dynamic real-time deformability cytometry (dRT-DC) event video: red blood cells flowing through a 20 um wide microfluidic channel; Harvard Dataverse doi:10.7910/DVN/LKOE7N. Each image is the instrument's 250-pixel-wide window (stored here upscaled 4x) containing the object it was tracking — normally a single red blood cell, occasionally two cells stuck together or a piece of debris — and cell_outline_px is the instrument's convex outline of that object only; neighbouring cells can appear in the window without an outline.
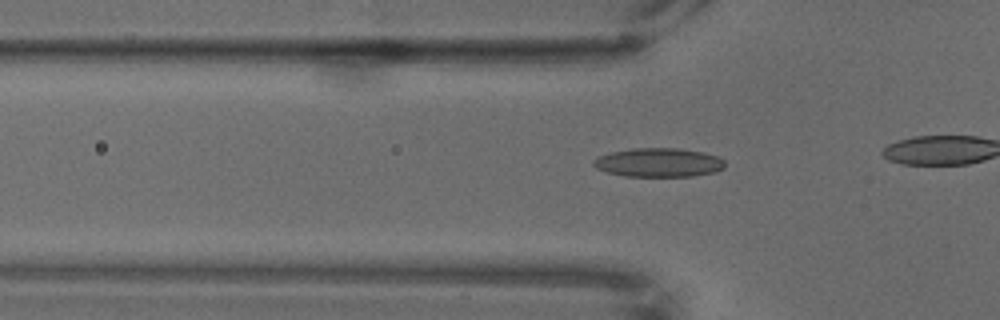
{"species": "common noctule bat (a hibernating species)", "species_latin": "Nyctalus noctula", "temperature_condition": "warm", "stored_images_in_passage": 25, "camera_frame_rate_fps": 3000, "um_per_image_px": 0.085, "animal": {"sex": "male", "body_mass_g": 18.8}, "frame": {"image": 1, "passage_image": 18, "time_ms": 5.667, "image_size_px": [1000, 320], "cell_outline_px": [[724, 168], [716, 172], [692, 176], [624, 176], [608, 172], [596, 168], [592, 164], [592, 160], [608, 152], [632, 148], [676, 148], [704, 152], [716, 156], [724, 160]], "centroid_in_image_um": [55.97, 13.81], "position_along_channel_um": 69.8, "area_um2": 22.2}}